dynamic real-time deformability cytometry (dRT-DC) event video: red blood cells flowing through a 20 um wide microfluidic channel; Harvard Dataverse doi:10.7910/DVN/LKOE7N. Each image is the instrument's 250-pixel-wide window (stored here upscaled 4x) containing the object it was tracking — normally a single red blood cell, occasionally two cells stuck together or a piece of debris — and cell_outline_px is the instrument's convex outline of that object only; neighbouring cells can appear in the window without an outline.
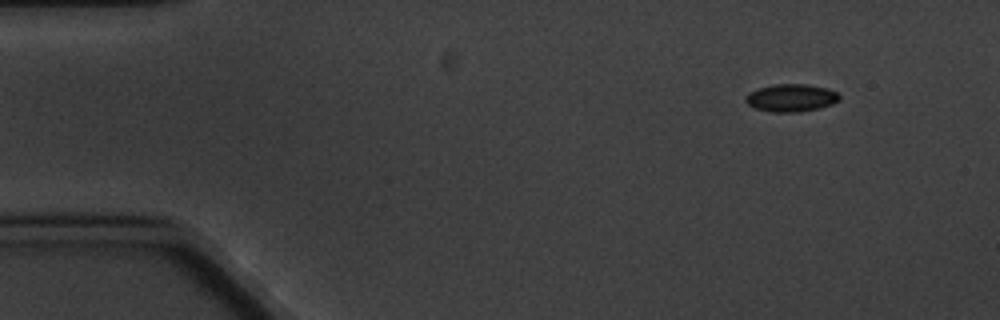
{"species": "common noctule bat (a hibernating species)", "species_latin": "Nyctalus noctula", "temperature_condition": "cold", "stored_images_in_passage": 6, "segment_of_instrument_passage": [2, 2], "camera_frame_rate_fps": 3000, "um_per_image_px": 0.085, "animal": {"sex": "male", "body_mass_g": 20.1, "forearm_length_mm": 53.5}, "frame": {"image": 1, "passage_image": 6, "time_ms": 6.0, "image_size_px": [1000, 320], "cell_outline_px": [[840, 100], [832, 104], [820, 108], [796, 112], [772, 112], [756, 108], [748, 104], [744, 100], [744, 96], [748, 92], [756, 88], [776, 84], [808, 84], [828, 88], [836, 92], [840, 96]], "centroid_in_image_um": [67.23, 8.31], "position_along_channel_um": 17.8, "area_um2": 15.26}}